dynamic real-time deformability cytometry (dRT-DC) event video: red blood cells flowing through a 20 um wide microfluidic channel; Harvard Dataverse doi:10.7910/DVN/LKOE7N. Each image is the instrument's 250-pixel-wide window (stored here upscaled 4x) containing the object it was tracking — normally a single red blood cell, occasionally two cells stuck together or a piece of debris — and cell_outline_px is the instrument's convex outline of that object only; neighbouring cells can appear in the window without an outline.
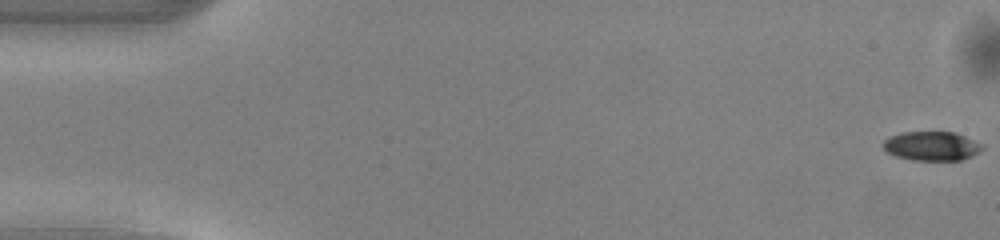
{"species": "common noctule bat (a hibernating species)", "species_latin": "Nyctalus noctula", "temperature_condition": "warm", "stored_images_in_passage": 51, "camera_frame_rate_fps": 3000, "um_per_image_px": 0.085, "animal": {"sex": "male", "body_mass_g": 13.0, "forearm_length_mm": 53.1}, "frame": {"image": 1, "passage_image": 1, "time_ms": 0.0, "image_size_px": [1000, 240], "cell_outline_px": [[984, 148], [972, 156], [960, 160], [912, 160], [896, 156], [888, 152], [884, 148], [884, 140], [892, 136], [904, 132], [952, 132], [964, 136], [980, 144]], "centroid_in_image_um": [79.19, 12.42], "position_along_channel_um": 5.8, "area_um2": 16.47}}
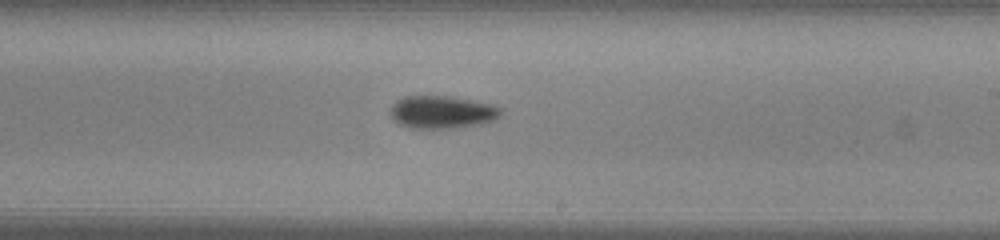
{"frame": {"image": 2, "passage_image": 30, "time_ms": 9.667, "image_size_px": [1000, 240], "cell_outline_px": [[500, 112], [492, 120], [480, 124], [456, 128], [408, 128], [392, 120], [392, 104], [396, 100], [404, 96], [448, 96], [488, 104], [500, 108]], "centroid_in_image_um": [37.48, 9.54], "position_along_channel_um": 251.5, "area_um2": 20.63}}
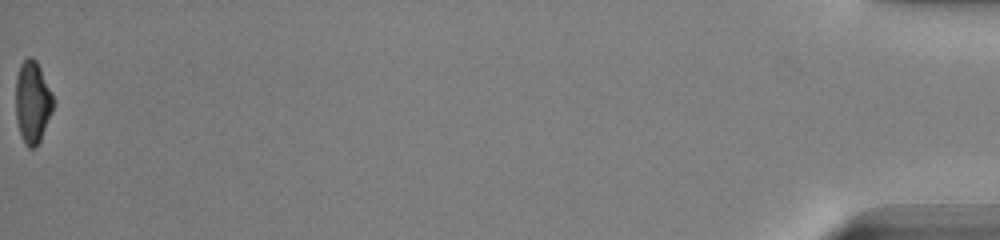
{"frame": {"image": 3, "passage_image": 51, "time_ms": 16.667, "image_size_px": [1000, 240], "cell_outline_px": [[56, 104], [40, 140], [32, 148], [28, 148], [24, 144], [16, 120], [16, 76], [20, 64], [28, 56], [32, 56], [36, 60], [56, 100]], "centroid_in_image_um": [2.78, 8.66], "position_along_channel_um": 432.4, "area_um2": 18.21}, "authors_computed_cell_mechanics": {"area_um2": 19.2474, "velocity_mm_per_s": 4.1165, "shape_relaxation_time_tau1_ms": 2.6369, "shape_relaxation_time_tau2_ms": 7.4707, "deformation_change_tau1": 0.1513, "deformation_change_tau2": 0.1743}}